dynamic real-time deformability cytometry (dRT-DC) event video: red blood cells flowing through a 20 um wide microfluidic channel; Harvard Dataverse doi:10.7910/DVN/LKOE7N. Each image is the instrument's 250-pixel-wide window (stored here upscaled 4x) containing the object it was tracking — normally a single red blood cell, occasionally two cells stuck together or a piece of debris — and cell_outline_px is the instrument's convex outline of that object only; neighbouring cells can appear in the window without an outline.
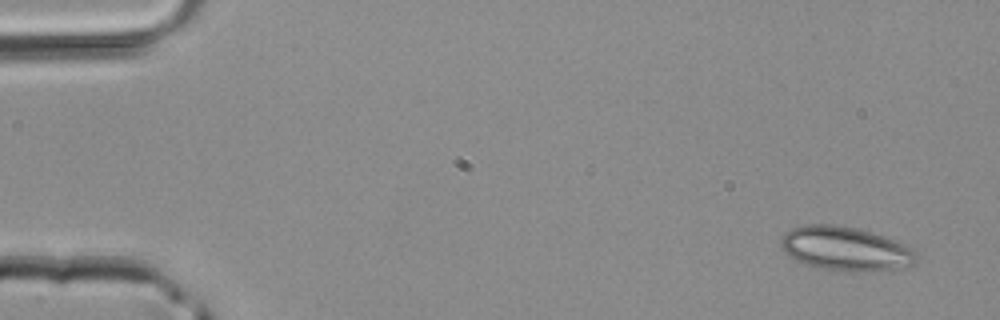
{"species": "common noctule bat (a hibernating species)", "species_latin": "Nyctalus noctula", "temperature_condition": "room temperature", "stored_images_in_passage": 4, "camera_frame_rate_fps": 3000, "um_per_image_px": 0.085, "animal": {"sex": "male", "body_mass_g": 20.4}, "frame": {"image": 1, "passage_image": 1, "time_ms": 0.0, "image_size_px": [1000, 320], "cell_outline_px": [[920, 256], [908, 268], [872, 272], [856, 272], [824, 268], [808, 264], [796, 260], [788, 256], [780, 248], [780, 240], [792, 228], [804, 224], [836, 224], [856, 228], [884, 236], [904, 244], [912, 248]], "centroid_in_image_um": [71.91, 21.15], "position_along_channel_um": 13.1, "area_um2": 35.03}}